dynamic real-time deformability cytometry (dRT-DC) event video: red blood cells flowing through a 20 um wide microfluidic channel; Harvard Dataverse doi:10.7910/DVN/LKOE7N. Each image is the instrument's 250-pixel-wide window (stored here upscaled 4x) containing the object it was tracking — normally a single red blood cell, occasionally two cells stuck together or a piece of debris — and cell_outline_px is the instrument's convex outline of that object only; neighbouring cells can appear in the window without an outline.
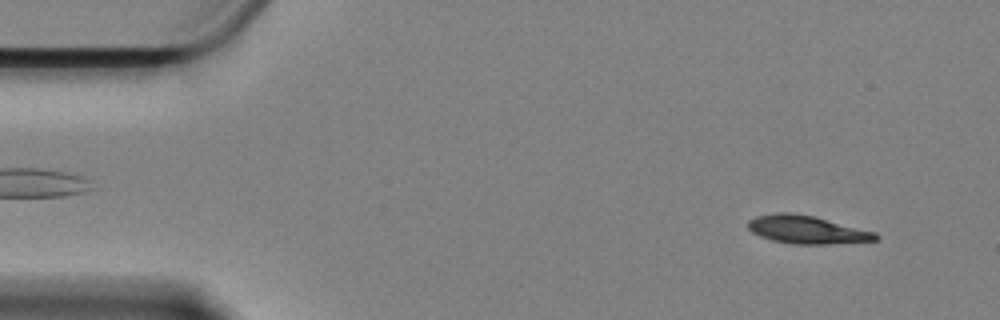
{"species": "Egyptian fruit bat (a non-hibernating species)", "species_latin": "Rousettus aegyptiacus", "temperature_condition": "cold", "stored_images_in_passage": 51, "camera_frame_rate_fps": 3000, "um_per_image_px": 0.085, "animal": {"sex": "female"}, "frame": {"image": 1, "passage_image": 5, "time_ms": 1.333, "image_size_px": [1000, 320], "cell_outline_px": [[880, 236], [876, 240], [828, 244], [792, 244], [772, 240], [760, 236], [752, 232], [748, 228], [748, 220], [756, 216], [780, 212], [788, 212], [812, 216], [876, 232]], "centroid_in_image_um": [68.56, 19.52], "position_along_channel_um": 16.4, "area_um2": 20.63}}
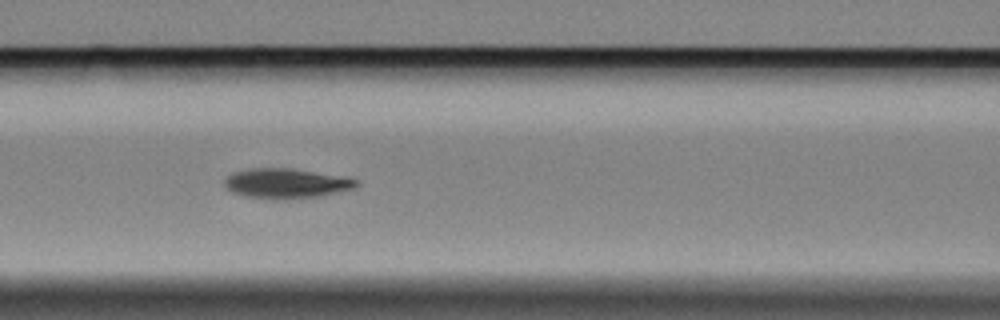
{"frame": {"image": 2, "passage_image": 30, "time_ms": 9.667, "image_size_px": [1000, 320], "cell_outline_px": [[360, 184], [352, 188], [316, 196], [280, 200], [268, 200], [248, 196], [232, 192], [224, 184], [224, 180], [232, 172], [252, 168], [288, 168], [344, 176], [356, 180]], "centroid_in_image_um": [24.27, 15.58], "position_along_channel_um": 142.3, "area_um2": 22.72}}
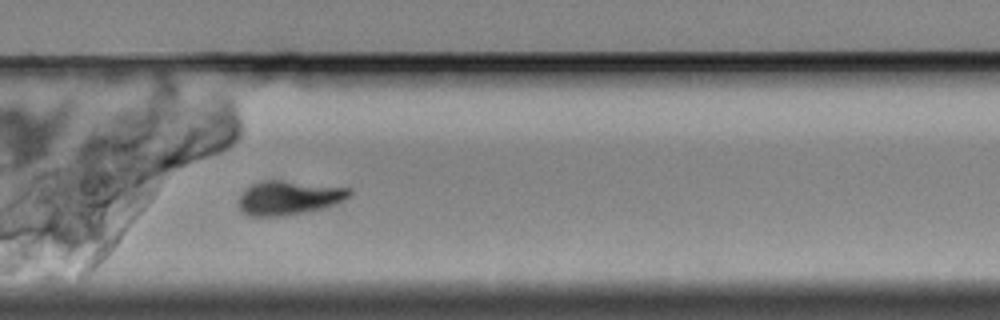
{"frame": {"image": 3, "passage_image": 49, "time_ms": 16.0, "image_size_px": [1000, 320], "cell_outline_px": [[352, 192], [344, 200], [324, 208], [304, 212], [276, 216], [252, 216], [244, 212], [240, 208], [240, 196], [252, 184], [268, 180], [280, 180], [352, 188]], "centroid_in_image_um": [24.6, 16.8], "position_along_channel_um": 305.2, "area_um2": 21.5}}